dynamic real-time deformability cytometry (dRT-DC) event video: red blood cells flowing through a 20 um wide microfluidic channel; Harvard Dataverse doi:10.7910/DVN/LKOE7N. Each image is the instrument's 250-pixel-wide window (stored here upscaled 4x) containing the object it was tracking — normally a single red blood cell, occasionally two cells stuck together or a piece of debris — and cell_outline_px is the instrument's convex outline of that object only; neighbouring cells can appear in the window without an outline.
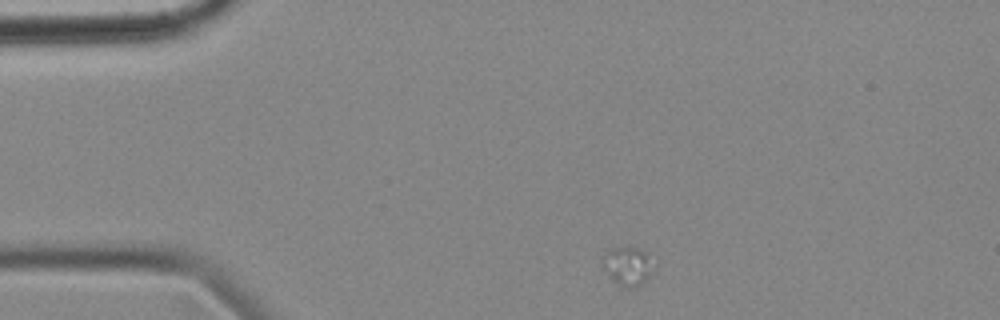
{"species": "common noctule bat (a hibernating species)", "species_latin": "Nyctalus noctula", "temperature_condition": "cold", "stored_images_in_passage": 6, "camera_frame_rate_fps": 3000, "um_per_image_px": 0.085, "animal": {"sex": "female", "body_mass_g": 18.4}, "frame": {"image": 1, "passage_image": 1, "time_ms": 0.0, "image_size_px": [1000, 320], "cell_outline_px": [[648, 276], [636, 288], [628, 288], [616, 284], [604, 268], [600, 260], [600, 256], [608, 248], [628, 244], [644, 252], [648, 272]], "centroid_in_image_um": [53.16, 22.56], "position_along_channel_um": 31.8, "area_um2": 11.1}}